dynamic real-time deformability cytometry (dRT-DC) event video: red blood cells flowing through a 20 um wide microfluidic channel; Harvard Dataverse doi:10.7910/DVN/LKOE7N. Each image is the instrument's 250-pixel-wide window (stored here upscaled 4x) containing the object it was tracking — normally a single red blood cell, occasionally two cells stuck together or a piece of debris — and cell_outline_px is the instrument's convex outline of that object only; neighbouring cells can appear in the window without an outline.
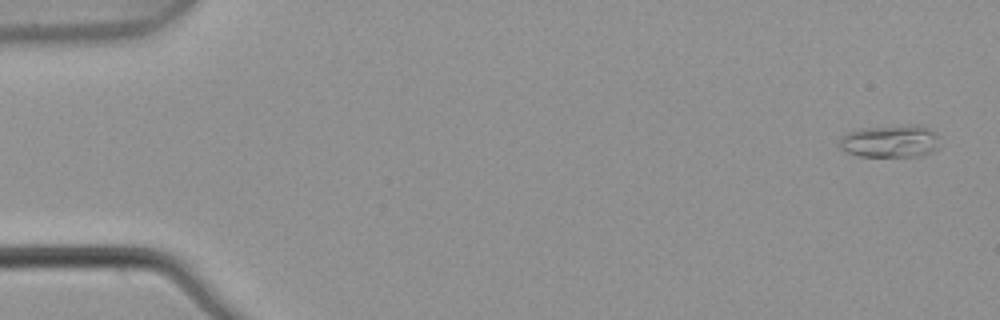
{"species": "common noctule bat (a hibernating species)", "species_latin": "Nyctalus noctula", "temperature_condition": "warm", "stored_images_in_passage": 4, "camera_frame_rate_fps": 3000, "um_per_image_px": 0.085, "animal": {"sex": "male", "body_mass_g": 21.5, "forearm_length_mm": 52.0}, "frame": {"image": 1, "passage_image": 1, "time_ms": 0.0, "image_size_px": [1000, 320], "cell_outline_px": [[940, 148], [932, 152], [920, 156], [860, 156], [844, 152], [840, 148], [840, 136], [848, 132], [860, 128], [908, 124], [920, 124], [936, 132], [940, 136]], "centroid_in_image_um": [75.73, 11.99], "position_along_channel_um": 9.3, "area_um2": 19.65}}
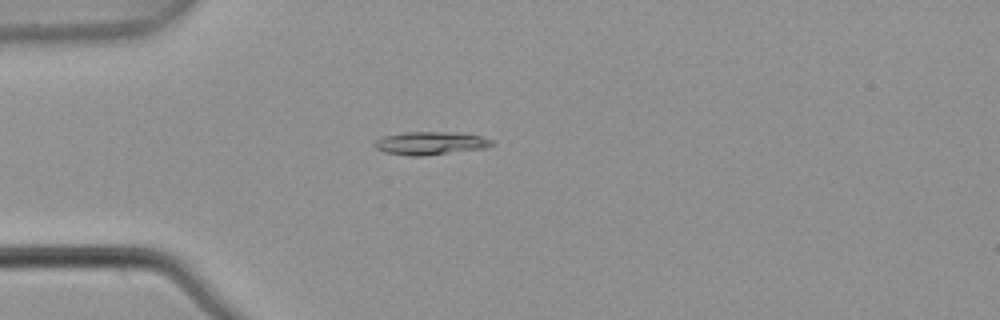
{"frame": {"image": 2, "passage_image": 4, "time_ms": 1.0, "image_size_px": [1000, 320], "cell_outline_px": [[496, 144], [488, 148], [424, 156], [408, 156], [384, 152], [376, 148], [372, 144], [376, 140], [384, 136], [400, 132], [456, 132], [480, 136], [492, 140]], "centroid_in_image_um": [36.6, 12.18], "position_along_channel_um": 48.4, "area_um2": 16.07}}